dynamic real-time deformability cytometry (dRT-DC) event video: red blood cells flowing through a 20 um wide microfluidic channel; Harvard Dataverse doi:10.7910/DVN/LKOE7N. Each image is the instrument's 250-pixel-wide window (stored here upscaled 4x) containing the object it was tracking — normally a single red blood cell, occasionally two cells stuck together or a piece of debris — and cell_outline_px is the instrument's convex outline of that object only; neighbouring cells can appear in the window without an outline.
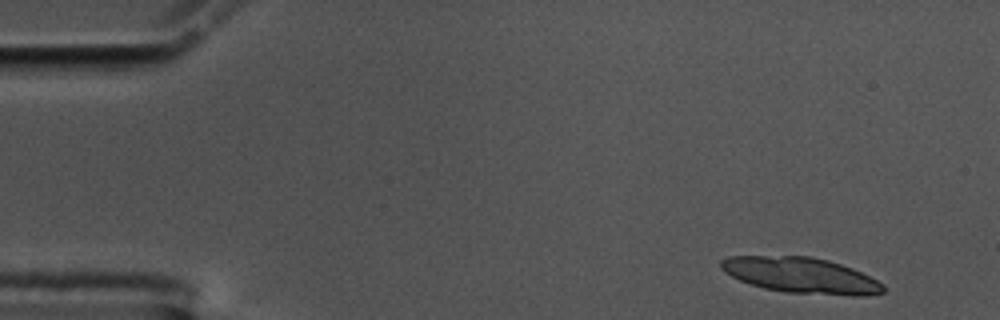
{"species": "common noctule bat (a hibernating species)", "species_latin": "Nyctalus noctula", "temperature_condition": "cold", "stored_images_in_passage": 27, "camera_frame_rate_fps": 3000, "um_per_image_px": 0.085, "animal": {"sex": "male", "body_mass_g": 17.5, "forearm_length_mm": 52.3}, "frame": {"image": 1, "passage_image": 1, "time_ms": 0.0, "image_size_px": [1000, 320], "cell_outline_px": [[884, 292], [864, 296], [856, 296], [788, 292], [764, 288], [740, 280], [724, 272], [720, 268], [720, 260], [728, 256], [812, 256], [828, 260], [852, 268], [884, 284]], "centroid_in_image_um": [68.07, 23.39], "position_along_channel_um": 16.9, "area_um2": 33.58}}
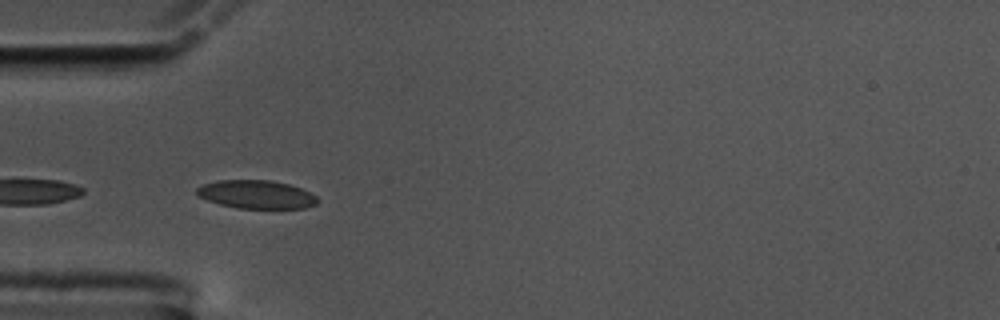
{"frame": {"image": 2, "passage_image": 14, "time_ms": 4.333, "image_size_px": [1000, 320], "cell_outline_px": [[320, 200], [316, 204], [304, 208], [236, 208], [220, 204], [196, 196], [196, 188], [204, 184], [220, 180], [272, 180], [288, 184], [300, 188], [316, 196]], "centroid_in_image_um": [21.78, 16.53], "position_along_channel_um": 63.2, "area_um2": 19.88}}